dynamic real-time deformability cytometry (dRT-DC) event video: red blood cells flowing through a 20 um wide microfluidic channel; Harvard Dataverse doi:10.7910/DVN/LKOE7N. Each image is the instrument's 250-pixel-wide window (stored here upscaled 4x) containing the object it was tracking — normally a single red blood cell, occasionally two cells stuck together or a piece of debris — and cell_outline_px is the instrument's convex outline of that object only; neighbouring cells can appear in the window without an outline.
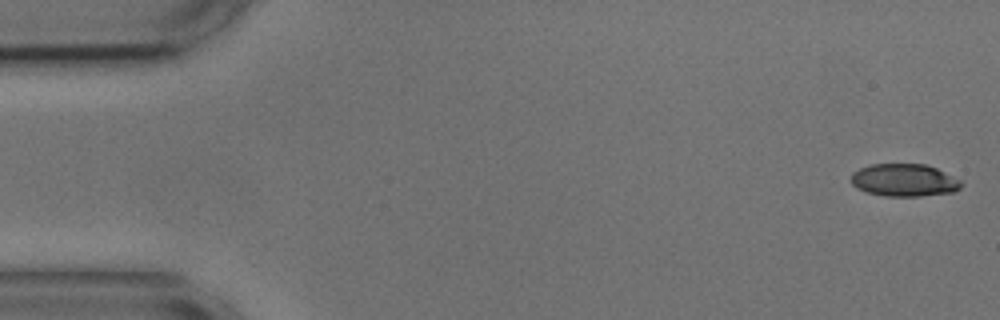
{"species": "common noctule bat (a hibernating species)", "species_latin": "Nyctalus noctula", "temperature_condition": "cold", "stored_images_in_passage": 53, "camera_frame_rate_fps": 3000, "um_per_image_px": 0.085, "animal": {"sex": "male", "body_mass_g": 17.9, "forearm_length_mm": 54.2}, "frame": {"image": 1, "passage_image": 1, "time_ms": 0.0, "image_size_px": [1000, 320], "cell_outline_px": [[964, 184], [960, 188], [952, 192], [920, 196], [884, 196], [868, 192], [856, 188], [852, 184], [852, 172], [868, 164], [924, 164], [936, 168], [960, 180]], "centroid_in_image_um": [76.84, 15.31], "position_along_channel_um": 8.2, "area_um2": 20.87}}
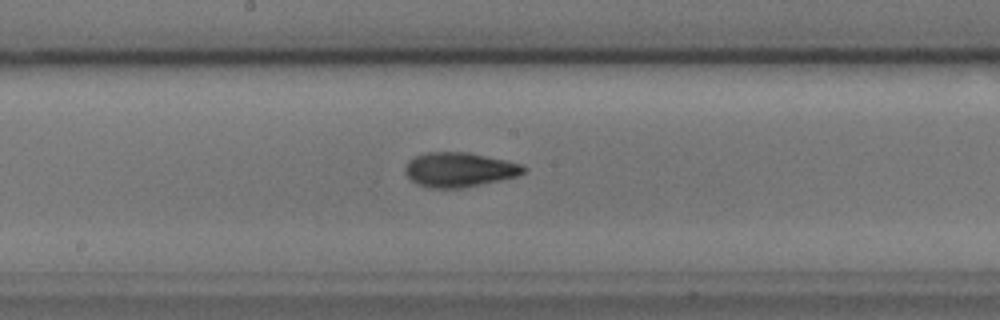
{"frame": {"image": 2, "passage_image": 28, "time_ms": 9.0, "image_size_px": [1000, 320], "cell_outline_px": [[528, 168], [524, 172], [516, 176], [500, 180], [460, 188], [428, 188], [416, 184], [404, 172], [404, 168], [408, 160], [424, 152], [468, 152], [504, 160], [520, 164]], "centroid_in_image_um": [38.99, 14.42], "position_along_channel_um": 209.2, "area_um2": 23.76}}
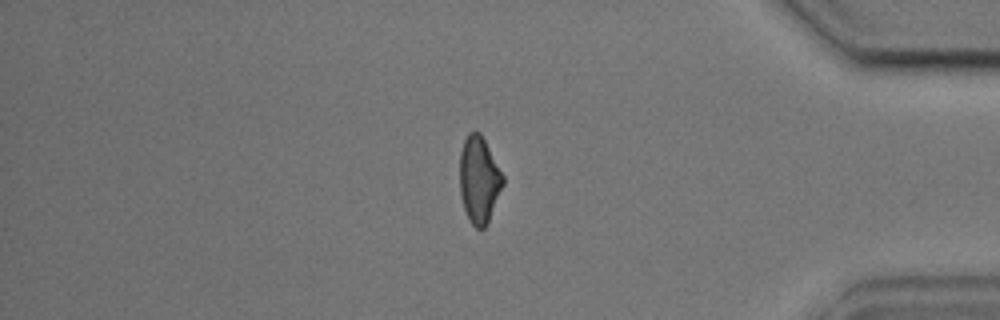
{"frame": {"image": 3, "passage_image": 46, "time_ms": 15.0, "image_size_px": [1000, 320], "cell_outline_px": [[504, 184], [488, 220], [484, 228], [476, 228], [468, 220], [460, 196], [460, 152], [464, 140], [468, 132], [480, 132], [504, 176]], "centroid_in_image_um": [40.71, 15.27], "position_along_channel_um": 394.5, "area_um2": 21.68}, "authors_computed_cell_mechanics": {"area_um2": 22.4264, "velocity_mm_per_s": 3.6001, "shape_relaxation_time_tau1_ms": 4.4102, "shape_relaxation_time_tau2_ms": 2.6582, "deformation_change_tau1": 0.1363, "deformation_change_tau2": 0.0952}}